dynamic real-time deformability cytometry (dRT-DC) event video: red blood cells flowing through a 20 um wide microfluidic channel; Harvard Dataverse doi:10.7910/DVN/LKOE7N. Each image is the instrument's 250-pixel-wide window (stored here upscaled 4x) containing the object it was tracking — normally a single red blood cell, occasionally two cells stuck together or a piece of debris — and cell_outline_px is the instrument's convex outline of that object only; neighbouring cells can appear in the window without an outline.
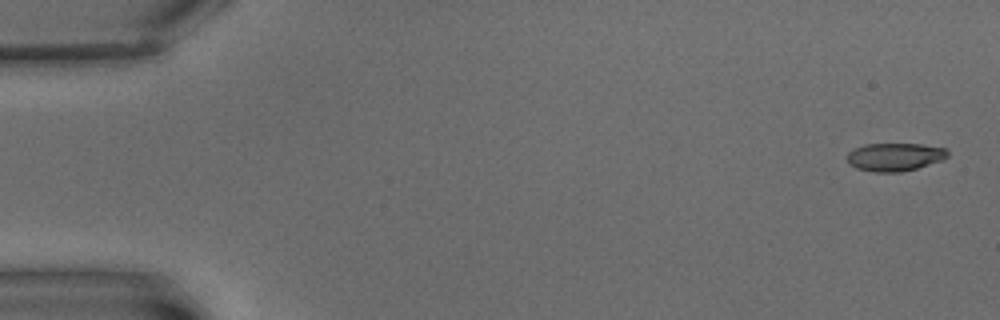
{"species": "common noctule bat (a hibernating species)", "species_latin": "Nyctalus noctula", "temperature_condition": "warm", "stored_images_in_passage": 5, "camera_frame_rate_fps": 3000, "um_per_image_px": 0.085, "animal": {"sex": "male", "body_mass_g": 15.6}, "frame": {"image": 1, "passage_image": 1, "time_ms": 0.0, "image_size_px": [1000, 320], "cell_outline_px": [[948, 156], [944, 160], [916, 168], [900, 172], [876, 172], [856, 168], [848, 164], [848, 152], [852, 148], [864, 144], [920, 144], [944, 148], [948, 152]], "centroid_in_image_um": [76.03, 13.33], "position_along_channel_um": 9.0, "area_um2": 16.47}}
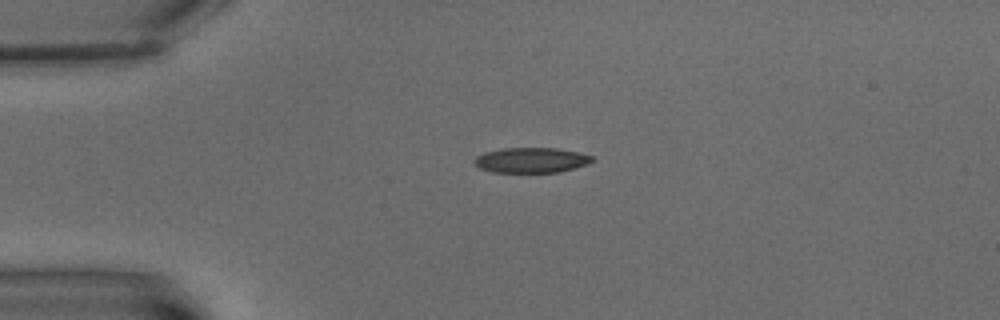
{"frame": {"image": 2, "passage_image": 4, "time_ms": 4.667, "image_size_px": [1000, 320], "cell_outline_px": [[592, 160], [576, 168], [560, 172], [492, 172], [480, 168], [476, 164], [476, 156], [484, 152], [500, 148], [556, 148], [576, 152], [592, 156]], "centroid_in_image_um": [45.12, 13.61], "position_along_channel_um": 39.9, "area_um2": 17.05}}